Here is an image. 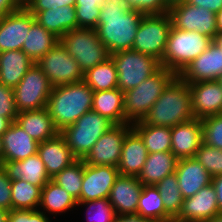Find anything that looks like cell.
<instances>
[{"instance_id": "2", "label": "cell", "mask_w": 222, "mask_h": 222, "mask_svg": "<svg viewBox=\"0 0 222 222\" xmlns=\"http://www.w3.org/2000/svg\"><path fill=\"white\" fill-rule=\"evenodd\" d=\"M194 118L189 86L176 75L164 88L142 121L133 124L172 128Z\"/></svg>"}, {"instance_id": "4", "label": "cell", "mask_w": 222, "mask_h": 222, "mask_svg": "<svg viewBox=\"0 0 222 222\" xmlns=\"http://www.w3.org/2000/svg\"><path fill=\"white\" fill-rule=\"evenodd\" d=\"M212 43V39L197 31L171 27L161 67L179 75L195 58L199 57Z\"/></svg>"}, {"instance_id": "45", "label": "cell", "mask_w": 222, "mask_h": 222, "mask_svg": "<svg viewBox=\"0 0 222 222\" xmlns=\"http://www.w3.org/2000/svg\"><path fill=\"white\" fill-rule=\"evenodd\" d=\"M8 222H51L46 212L41 210L12 209L8 214Z\"/></svg>"}, {"instance_id": "42", "label": "cell", "mask_w": 222, "mask_h": 222, "mask_svg": "<svg viewBox=\"0 0 222 222\" xmlns=\"http://www.w3.org/2000/svg\"><path fill=\"white\" fill-rule=\"evenodd\" d=\"M203 143L222 149V113L202 119Z\"/></svg>"}, {"instance_id": "9", "label": "cell", "mask_w": 222, "mask_h": 222, "mask_svg": "<svg viewBox=\"0 0 222 222\" xmlns=\"http://www.w3.org/2000/svg\"><path fill=\"white\" fill-rule=\"evenodd\" d=\"M171 27L172 22L168 13L143 15L132 50L153 56L161 62Z\"/></svg>"}, {"instance_id": "25", "label": "cell", "mask_w": 222, "mask_h": 222, "mask_svg": "<svg viewBox=\"0 0 222 222\" xmlns=\"http://www.w3.org/2000/svg\"><path fill=\"white\" fill-rule=\"evenodd\" d=\"M2 167L11 181L22 179L42 188L51 180L47 174L45 164L38 154L20 161H4Z\"/></svg>"}, {"instance_id": "7", "label": "cell", "mask_w": 222, "mask_h": 222, "mask_svg": "<svg viewBox=\"0 0 222 222\" xmlns=\"http://www.w3.org/2000/svg\"><path fill=\"white\" fill-rule=\"evenodd\" d=\"M60 42L79 64L83 73L110 57L95 29H73L65 33Z\"/></svg>"}, {"instance_id": "34", "label": "cell", "mask_w": 222, "mask_h": 222, "mask_svg": "<svg viewBox=\"0 0 222 222\" xmlns=\"http://www.w3.org/2000/svg\"><path fill=\"white\" fill-rule=\"evenodd\" d=\"M83 81L94 92L118 88V73L111 57L88 69Z\"/></svg>"}, {"instance_id": "39", "label": "cell", "mask_w": 222, "mask_h": 222, "mask_svg": "<svg viewBox=\"0 0 222 222\" xmlns=\"http://www.w3.org/2000/svg\"><path fill=\"white\" fill-rule=\"evenodd\" d=\"M108 0H75L77 29H95L99 23L101 5Z\"/></svg>"}, {"instance_id": "3", "label": "cell", "mask_w": 222, "mask_h": 222, "mask_svg": "<svg viewBox=\"0 0 222 222\" xmlns=\"http://www.w3.org/2000/svg\"><path fill=\"white\" fill-rule=\"evenodd\" d=\"M93 93L83 80L53 87L46 108L59 132L92 110Z\"/></svg>"}, {"instance_id": "58", "label": "cell", "mask_w": 222, "mask_h": 222, "mask_svg": "<svg viewBox=\"0 0 222 222\" xmlns=\"http://www.w3.org/2000/svg\"><path fill=\"white\" fill-rule=\"evenodd\" d=\"M165 3L168 5V6H171L173 4H176V3H179V2H183L185 0H164Z\"/></svg>"}, {"instance_id": "51", "label": "cell", "mask_w": 222, "mask_h": 222, "mask_svg": "<svg viewBox=\"0 0 222 222\" xmlns=\"http://www.w3.org/2000/svg\"><path fill=\"white\" fill-rule=\"evenodd\" d=\"M114 222H158L153 219L143 218L138 214L117 215Z\"/></svg>"}, {"instance_id": "56", "label": "cell", "mask_w": 222, "mask_h": 222, "mask_svg": "<svg viewBox=\"0 0 222 222\" xmlns=\"http://www.w3.org/2000/svg\"><path fill=\"white\" fill-rule=\"evenodd\" d=\"M4 163V152H3V144L0 137V166Z\"/></svg>"}, {"instance_id": "6", "label": "cell", "mask_w": 222, "mask_h": 222, "mask_svg": "<svg viewBox=\"0 0 222 222\" xmlns=\"http://www.w3.org/2000/svg\"><path fill=\"white\" fill-rule=\"evenodd\" d=\"M114 124L106 117L91 110L83 114L73 125L60 131L68 147L78 160H83L97 140Z\"/></svg>"}, {"instance_id": "28", "label": "cell", "mask_w": 222, "mask_h": 222, "mask_svg": "<svg viewBox=\"0 0 222 222\" xmlns=\"http://www.w3.org/2000/svg\"><path fill=\"white\" fill-rule=\"evenodd\" d=\"M33 64L22 50L0 52V83L14 88Z\"/></svg>"}, {"instance_id": "10", "label": "cell", "mask_w": 222, "mask_h": 222, "mask_svg": "<svg viewBox=\"0 0 222 222\" xmlns=\"http://www.w3.org/2000/svg\"><path fill=\"white\" fill-rule=\"evenodd\" d=\"M53 87L44 72L33 64L19 84L13 88L17 111L46 108Z\"/></svg>"}, {"instance_id": "40", "label": "cell", "mask_w": 222, "mask_h": 222, "mask_svg": "<svg viewBox=\"0 0 222 222\" xmlns=\"http://www.w3.org/2000/svg\"><path fill=\"white\" fill-rule=\"evenodd\" d=\"M87 207L88 222H114L117 213L108 198L77 203Z\"/></svg>"}, {"instance_id": "57", "label": "cell", "mask_w": 222, "mask_h": 222, "mask_svg": "<svg viewBox=\"0 0 222 222\" xmlns=\"http://www.w3.org/2000/svg\"><path fill=\"white\" fill-rule=\"evenodd\" d=\"M205 222H222V215L221 214H218L210 219H208L207 221Z\"/></svg>"}, {"instance_id": "19", "label": "cell", "mask_w": 222, "mask_h": 222, "mask_svg": "<svg viewBox=\"0 0 222 222\" xmlns=\"http://www.w3.org/2000/svg\"><path fill=\"white\" fill-rule=\"evenodd\" d=\"M202 120L198 118L171 128V152L178 158L194 157L203 143Z\"/></svg>"}, {"instance_id": "38", "label": "cell", "mask_w": 222, "mask_h": 222, "mask_svg": "<svg viewBox=\"0 0 222 222\" xmlns=\"http://www.w3.org/2000/svg\"><path fill=\"white\" fill-rule=\"evenodd\" d=\"M83 175L84 161L77 160L71 166L64 168L60 173L56 174L51 180L78 200L80 198Z\"/></svg>"}, {"instance_id": "16", "label": "cell", "mask_w": 222, "mask_h": 222, "mask_svg": "<svg viewBox=\"0 0 222 222\" xmlns=\"http://www.w3.org/2000/svg\"><path fill=\"white\" fill-rule=\"evenodd\" d=\"M220 213L216 192L209 184L194 196L184 198L181 211L173 222H205Z\"/></svg>"}, {"instance_id": "50", "label": "cell", "mask_w": 222, "mask_h": 222, "mask_svg": "<svg viewBox=\"0 0 222 222\" xmlns=\"http://www.w3.org/2000/svg\"><path fill=\"white\" fill-rule=\"evenodd\" d=\"M211 184L213 185L216 192L219 211L222 212V174L212 177Z\"/></svg>"}, {"instance_id": "48", "label": "cell", "mask_w": 222, "mask_h": 222, "mask_svg": "<svg viewBox=\"0 0 222 222\" xmlns=\"http://www.w3.org/2000/svg\"><path fill=\"white\" fill-rule=\"evenodd\" d=\"M185 2L193 6H203L215 14L222 9V0H185Z\"/></svg>"}, {"instance_id": "11", "label": "cell", "mask_w": 222, "mask_h": 222, "mask_svg": "<svg viewBox=\"0 0 222 222\" xmlns=\"http://www.w3.org/2000/svg\"><path fill=\"white\" fill-rule=\"evenodd\" d=\"M53 86L76 83L84 79V73L76 60L59 42L35 63Z\"/></svg>"}, {"instance_id": "21", "label": "cell", "mask_w": 222, "mask_h": 222, "mask_svg": "<svg viewBox=\"0 0 222 222\" xmlns=\"http://www.w3.org/2000/svg\"><path fill=\"white\" fill-rule=\"evenodd\" d=\"M175 174L183 198L194 196L212 182V176L195 157L178 159Z\"/></svg>"}, {"instance_id": "46", "label": "cell", "mask_w": 222, "mask_h": 222, "mask_svg": "<svg viewBox=\"0 0 222 222\" xmlns=\"http://www.w3.org/2000/svg\"><path fill=\"white\" fill-rule=\"evenodd\" d=\"M0 208L12 210L11 180L2 166H0Z\"/></svg>"}, {"instance_id": "15", "label": "cell", "mask_w": 222, "mask_h": 222, "mask_svg": "<svg viewBox=\"0 0 222 222\" xmlns=\"http://www.w3.org/2000/svg\"><path fill=\"white\" fill-rule=\"evenodd\" d=\"M35 21V16L26 7L0 17V52L22 50Z\"/></svg>"}, {"instance_id": "59", "label": "cell", "mask_w": 222, "mask_h": 222, "mask_svg": "<svg viewBox=\"0 0 222 222\" xmlns=\"http://www.w3.org/2000/svg\"><path fill=\"white\" fill-rule=\"evenodd\" d=\"M24 7L30 0H18Z\"/></svg>"}, {"instance_id": "29", "label": "cell", "mask_w": 222, "mask_h": 222, "mask_svg": "<svg viewBox=\"0 0 222 222\" xmlns=\"http://www.w3.org/2000/svg\"><path fill=\"white\" fill-rule=\"evenodd\" d=\"M177 162L178 158L171 151L148 154L137 178L142 185H156L167 175L175 172Z\"/></svg>"}, {"instance_id": "37", "label": "cell", "mask_w": 222, "mask_h": 222, "mask_svg": "<svg viewBox=\"0 0 222 222\" xmlns=\"http://www.w3.org/2000/svg\"><path fill=\"white\" fill-rule=\"evenodd\" d=\"M155 186L160 193L165 211L174 220L179 215L184 200L175 172L167 175Z\"/></svg>"}, {"instance_id": "54", "label": "cell", "mask_w": 222, "mask_h": 222, "mask_svg": "<svg viewBox=\"0 0 222 222\" xmlns=\"http://www.w3.org/2000/svg\"><path fill=\"white\" fill-rule=\"evenodd\" d=\"M212 42L222 51V33L216 34Z\"/></svg>"}, {"instance_id": "31", "label": "cell", "mask_w": 222, "mask_h": 222, "mask_svg": "<svg viewBox=\"0 0 222 222\" xmlns=\"http://www.w3.org/2000/svg\"><path fill=\"white\" fill-rule=\"evenodd\" d=\"M59 42L58 37L35 21L23 43L22 51L36 63Z\"/></svg>"}, {"instance_id": "18", "label": "cell", "mask_w": 222, "mask_h": 222, "mask_svg": "<svg viewBox=\"0 0 222 222\" xmlns=\"http://www.w3.org/2000/svg\"><path fill=\"white\" fill-rule=\"evenodd\" d=\"M222 75V51L212 42L178 76L187 84L218 80Z\"/></svg>"}, {"instance_id": "35", "label": "cell", "mask_w": 222, "mask_h": 222, "mask_svg": "<svg viewBox=\"0 0 222 222\" xmlns=\"http://www.w3.org/2000/svg\"><path fill=\"white\" fill-rule=\"evenodd\" d=\"M143 139L148 154L171 151V128L148 124H132Z\"/></svg>"}, {"instance_id": "41", "label": "cell", "mask_w": 222, "mask_h": 222, "mask_svg": "<svg viewBox=\"0 0 222 222\" xmlns=\"http://www.w3.org/2000/svg\"><path fill=\"white\" fill-rule=\"evenodd\" d=\"M194 157L212 177L222 174V149L202 143Z\"/></svg>"}, {"instance_id": "30", "label": "cell", "mask_w": 222, "mask_h": 222, "mask_svg": "<svg viewBox=\"0 0 222 222\" xmlns=\"http://www.w3.org/2000/svg\"><path fill=\"white\" fill-rule=\"evenodd\" d=\"M92 110L114 125L127 124L124 113V92L119 88L93 93Z\"/></svg>"}, {"instance_id": "43", "label": "cell", "mask_w": 222, "mask_h": 222, "mask_svg": "<svg viewBox=\"0 0 222 222\" xmlns=\"http://www.w3.org/2000/svg\"><path fill=\"white\" fill-rule=\"evenodd\" d=\"M123 2L142 15H159L169 11V6L164 0H123Z\"/></svg>"}, {"instance_id": "24", "label": "cell", "mask_w": 222, "mask_h": 222, "mask_svg": "<svg viewBox=\"0 0 222 222\" xmlns=\"http://www.w3.org/2000/svg\"><path fill=\"white\" fill-rule=\"evenodd\" d=\"M148 157L143 139L132 128L125 136L118 171L121 175L138 177Z\"/></svg>"}, {"instance_id": "55", "label": "cell", "mask_w": 222, "mask_h": 222, "mask_svg": "<svg viewBox=\"0 0 222 222\" xmlns=\"http://www.w3.org/2000/svg\"><path fill=\"white\" fill-rule=\"evenodd\" d=\"M9 211L0 208V222H8Z\"/></svg>"}, {"instance_id": "22", "label": "cell", "mask_w": 222, "mask_h": 222, "mask_svg": "<svg viewBox=\"0 0 222 222\" xmlns=\"http://www.w3.org/2000/svg\"><path fill=\"white\" fill-rule=\"evenodd\" d=\"M37 154L45 164L50 178L78 160L60 133L50 140L39 143Z\"/></svg>"}, {"instance_id": "5", "label": "cell", "mask_w": 222, "mask_h": 222, "mask_svg": "<svg viewBox=\"0 0 222 222\" xmlns=\"http://www.w3.org/2000/svg\"><path fill=\"white\" fill-rule=\"evenodd\" d=\"M176 74L164 67L148 77L137 87L124 92V113L128 123L133 124L146 116L164 88Z\"/></svg>"}, {"instance_id": "23", "label": "cell", "mask_w": 222, "mask_h": 222, "mask_svg": "<svg viewBox=\"0 0 222 222\" xmlns=\"http://www.w3.org/2000/svg\"><path fill=\"white\" fill-rule=\"evenodd\" d=\"M1 140L4 161H20L37 154L39 143L16 122L11 123Z\"/></svg>"}, {"instance_id": "52", "label": "cell", "mask_w": 222, "mask_h": 222, "mask_svg": "<svg viewBox=\"0 0 222 222\" xmlns=\"http://www.w3.org/2000/svg\"><path fill=\"white\" fill-rule=\"evenodd\" d=\"M11 123L8 118L0 116V137L8 130Z\"/></svg>"}, {"instance_id": "8", "label": "cell", "mask_w": 222, "mask_h": 222, "mask_svg": "<svg viewBox=\"0 0 222 222\" xmlns=\"http://www.w3.org/2000/svg\"><path fill=\"white\" fill-rule=\"evenodd\" d=\"M118 73V88L125 92L137 87L161 68L153 56L135 50H124L110 55Z\"/></svg>"}, {"instance_id": "26", "label": "cell", "mask_w": 222, "mask_h": 222, "mask_svg": "<svg viewBox=\"0 0 222 222\" xmlns=\"http://www.w3.org/2000/svg\"><path fill=\"white\" fill-rule=\"evenodd\" d=\"M15 122L38 143L50 140L60 133L47 108L19 112Z\"/></svg>"}, {"instance_id": "27", "label": "cell", "mask_w": 222, "mask_h": 222, "mask_svg": "<svg viewBox=\"0 0 222 222\" xmlns=\"http://www.w3.org/2000/svg\"><path fill=\"white\" fill-rule=\"evenodd\" d=\"M30 12L35 16L36 22L59 39L65 33L77 29L75 5Z\"/></svg>"}, {"instance_id": "17", "label": "cell", "mask_w": 222, "mask_h": 222, "mask_svg": "<svg viewBox=\"0 0 222 222\" xmlns=\"http://www.w3.org/2000/svg\"><path fill=\"white\" fill-rule=\"evenodd\" d=\"M195 118L204 119L222 113V86L218 80L188 84Z\"/></svg>"}, {"instance_id": "44", "label": "cell", "mask_w": 222, "mask_h": 222, "mask_svg": "<svg viewBox=\"0 0 222 222\" xmlns=\"http://www.w3.org/2000/svg\"><path fill=\"white\" fill-rule=\"evenodd\" d=\"M18 113L13 88L0 83V116L15 122Z\"/></svg>"}, {"instance_id": "20", "label": "cell", "mask_w": 222, "mask_h": 222, "mask_svg": "<svg viewBox=\"0 0 222 222\" xmlns=\"http://www.w3.org/2000/svg\"><path fill=\"white\" fill-rule=\"evenodd\" d=\"M142 187L137 177L119 174L108 196L117 215L137 213Z\"/></svg>"}, {"instance_id": "32", "label": "cell", "mask_w": 222, "mask_h": 222, "mask_svg": "<svg viewBox=\"0 0 222 222\" xmlns=\"http://www.w3.org/2000/svg\"><path fill=\"white\" fill-rule=\"evenodd\" d=\"M40 208H43V213H63L69 209H72L77 205V200L69 194L61 186L57 185L54 181L49 180L41 188Z\"/></svg>"}, {"instance_id": "12", "label": "cell", "mask_w": 222, "mask_h": 222, "mask_svg": "<svg viewBox=\"0 0 222 222\" xmlns=\"http://www.w3.org/2000/svg\"><path fill=\"white\" fill-rule=\"evenodd\" d=\"M168 14L172 26L177 29L197 31L212 40L217 34L216 14L203 6H193L183 1L169 6Z\"/></svg>"}, {"instance_id": "14", "label": "cell", "mask_w": 222, "mask_h": 222, "mask_svg": "<svg viewBox=\"0 0 222 222\" xmlns=\"http://www.w3.org/2000/svg\"><path fill=\"white\" fill-rule=\"evenodd\" d=\"M119 174L118 167L84 163L81 193L77 203L108 198Z\"/></svg>"}, {"instance_id": "60", "label": "cell", "mask_w": 222, "mask_h": 222, "mask_svg": "<svg viewBox=\"0 0 222 222\" xmlns=\"http://www.w3.org/2000/svg\"><path fill=\"white\" fill-rule=\"evenodd\" d=\"M218 82L221 84L222 86V75L218 78Z\"/></svg>"}, {"instance_id": "33", "label": "cell", "mask_w": 222, "mask_h": 222, "mask_svg": "<svg viewBox=\"0 0 222 222\" xmlns=\"http://www.w3.org/2000/svg\"><path fill=\"white\" fill-rule=\"evenodd\" d=\"M136 214L158 222H173L165 211L162 198L155 185H143Z\"/></svg>"}, {"instance_id": "13", "label": "cell", "mask_w": 222, "mask_h": 222, "mask_svg": "<svg viewBox=\"0 0 222 222\" xmlns=\"http://www.w3.org/2000/svg\"><path fill=\"white\" fill-rule=\"evenodd\" d=\"M131 129L130 123L111 127L97 140L83 159L84 163L118 167L124 138Z\"/></svg>"}, {"instance_id": "36", "label": "cell", "mask_w": 222, "mask_h": 222, "mask_svg": "<svg viewBox=\"0 0 222 222\" xmlns=\"http://www.w3.org/2000/svg\"><path fill=\"white\" fill-rule=\"evenodd\" d=\"M41 188L22 179L11 181L12 209L38 210Z\"/></svg>"}, {"instance_id": "1", "label": "cell", "mask_w": 222, "mask_h": 222, "mask_svg": "<svg viewBox=\"0 0 222 222\" xmlns=\"http://www.w3.org/2000/svg\"><path fill=\"white\" fill-rule=\"evenodd\" d=\"M143 15L123 0H108L101 5L97 36L109 54L130 50Z\"/></svg>"}, {"instance_id": "47", "label": "cell", "mask_w": 222, "mask_h": 222, "mask_svg": "<svg viewBox=\"0 0 222 222\" xmlns=\"http://www.w3.org/2000/svg\"><path fill=\"white\" fill-rule=\"evenodd\" d=\"M69 5H75V0H30L25 7L29 11H42Z\"/></svg>"}, {"instance_id": "49", "label": "cell", "mask_w": 222, "mask_h": 222, "mask_svg": "<svg viewBox=\"0 0 222 222\" xmlns=\"http://www.w3.org/2000/svg\"><path fill=\"white\" fill-rule=\"evenodd\" d=\"M24 7L18 0H0V17Z\"/></svg>"}, {"instance_id": "53", "label": "cell", "mask_w": 222, "mask_h": 222, "mask_svg": "<svg viewBox=\"0 0 222 222\" xmlns=\"http://www.w3.org/2000/svg\"><path fill=\"white\" fill-rule=\"evenodd\" d=\"M217 34L222 33V9L216 14Z\"/></svg>"}]
</instances>
